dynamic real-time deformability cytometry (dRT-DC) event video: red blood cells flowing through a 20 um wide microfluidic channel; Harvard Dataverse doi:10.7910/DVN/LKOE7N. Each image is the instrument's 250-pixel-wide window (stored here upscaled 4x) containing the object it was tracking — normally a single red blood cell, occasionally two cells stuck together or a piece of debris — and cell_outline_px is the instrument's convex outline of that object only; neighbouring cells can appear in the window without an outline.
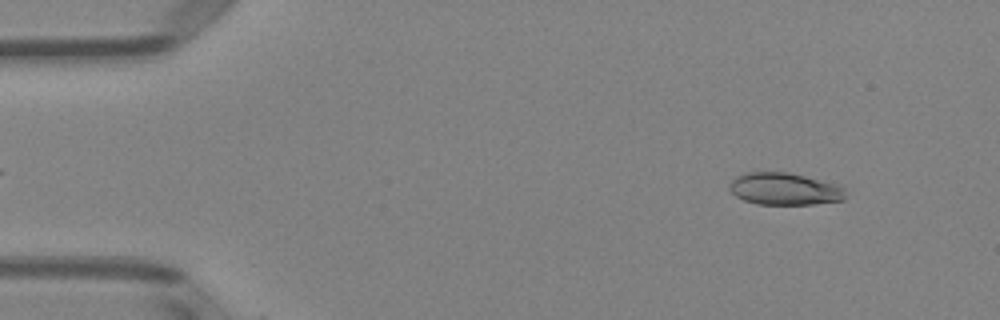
{"species": "Egyptian fruit bat (a non-hibernating species)", "species_latin": "Rousettus aegyptiacus", "temperature_condition": "room temperature", "stored_images_in_passage": 6, "camera_frame_rate_fps": 3000, "um_per_image_px": 0.085, "animal": {"sex": "female"}, "frame": {"image": 1, "passage_image": 1, "time_ms": 0.0, "image_size_px": [1000, 320], "cell_outline_px": [[844, 200], [812, 204], [756, 204], [744, 200], [736, 196], [728, 188], [728, 184], [736, 176], [744, 172], [788, 172], [836, 184], [844, 188]], "centroid_in_image_um": [66.63, 16.05], "position_along_channel_um": 18.4, "area_um2": 21.68}}